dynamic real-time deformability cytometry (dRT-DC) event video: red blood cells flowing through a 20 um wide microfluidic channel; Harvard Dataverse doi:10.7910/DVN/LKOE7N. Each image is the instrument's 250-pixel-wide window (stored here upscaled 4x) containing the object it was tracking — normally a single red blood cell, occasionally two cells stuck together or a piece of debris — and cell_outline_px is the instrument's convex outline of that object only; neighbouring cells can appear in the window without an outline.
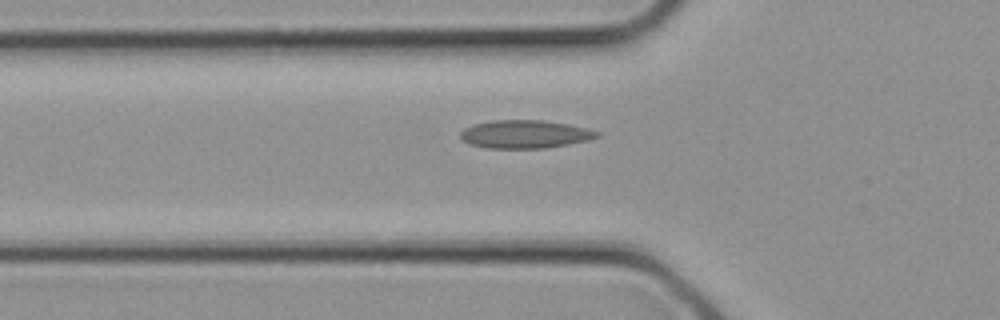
{"species": "common noctule bat (a hibernating species)", "species_latin": "Nyctalus noctula", "temperature_condition": "cold", "stored_images_in_passage": 14, "camera_frame_rate_fps": 3000, "um_per_image_px": 0.085, "animal": {"sex": "female", "body_mass_g": 21.9}, "frame": {"image": 1, "passage_image": 10, "time_ms": 3.0, "image_size_px": [1000, 320], "cell_outline_px": [[600, 136], [588, 140], [568, 144], [544, 148], [484, 148], [468, 144], [460, 136], [460, 132], [464, 128], [472, 124], [492, 120], [540, 120], [568, 124], [600, 132]], "centroid_in_image_um": [44.57, 11.41], "position_along_channel_um": 81.2, "area_um2": 22.37}}
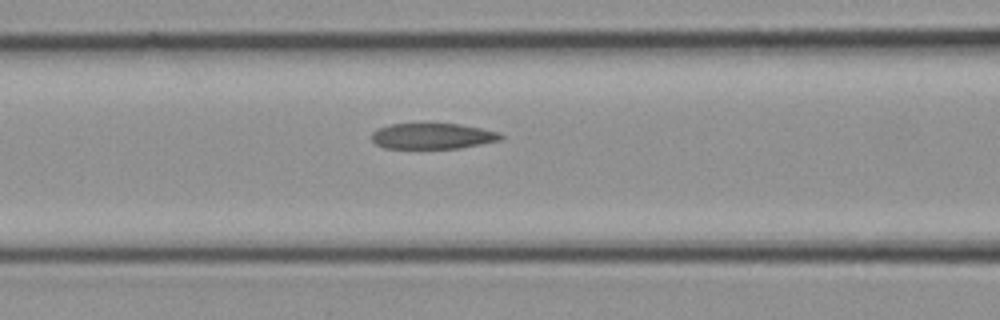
{"frame": {"image": 2, "passage_image": 12, "time_ms": 3.667, "image_size_px": [1000, 320], "cell_outline_px": [[504, 136], [500, 140], [460, 148], [384, 148], [376, 144], [372, 140], [372, 132], [380, 128], [392, 124], [460, 124], [500, 132]], "centroid_in_image_um": [36.78, 11.57], "position_along_channel_um": 129.8, "area_um2": 19.19}}
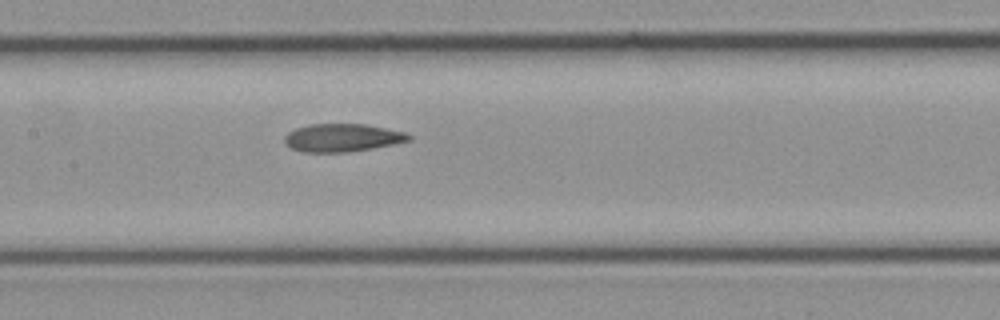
{"frame": {"image": 3, "passage_image": 14, "time_ms": 4.333, "image_size_px": [1000, 320], "cell_outline_px": [[412, 140], [396, 144], [348, 152], [300, 152], [284, 144], [284, 136], [288, 132], [296, 128], [312, 124], [364, 124], [404, 132], [412, 136]], "centroid_in_image_um": [29.08, 11.71], "position_along_channel_um": 178.3, "area_um2": 20.29}}